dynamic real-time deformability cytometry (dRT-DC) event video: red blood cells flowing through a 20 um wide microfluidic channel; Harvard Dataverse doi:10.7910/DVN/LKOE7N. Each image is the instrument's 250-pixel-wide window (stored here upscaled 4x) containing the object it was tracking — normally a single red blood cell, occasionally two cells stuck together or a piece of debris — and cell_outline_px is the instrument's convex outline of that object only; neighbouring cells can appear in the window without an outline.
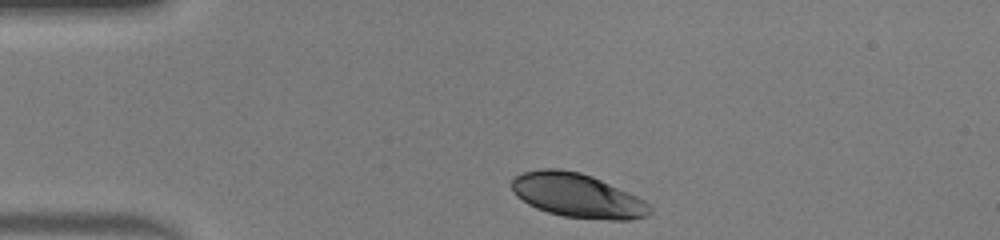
{"species": "human", "species_latin": "Homo sapiens", "temperature_condition": "warm", "stored_images_in_passage": 32, "camera_frame_rate_fps": 3000, "um_per_image_px": 0.085, "donor": {"sex": "male"}, "frame": {"image": 1, "passage_image": 1, "time_ms": 0.0, "image_size_px": [1000, 240], "cell_outline_px": [[652, 208], [644, 216], [632, 220], [612, 220], [564, 216], [548, 212], [536, 208], [528, 204], [516, 196], [512, 192], [512, 176], [524, 172], [540, 168], [560, 168], [580, 172], [592, 176], [636, 196], [644, 200]], "centroid_in_image_um": [49.02, 16.6], "position_along_channel_um": 36.0, "area_um2": 35.32}}
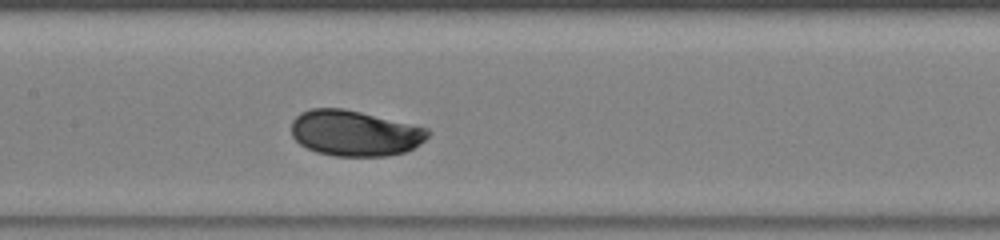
{"frame": {"image": 2, "passage_image": 14, "time_ms": 4.333, "image_size_px": [1000, 240], "cell_outline_px": [[428, 136], [424, 140], [412, 148], [404, 152], [388, 156], [332, 156], [316, 152], [300, 144], [292, 136], [292, 120], [300, 112], [312, 108], [344, 108], [428, 128]], "centroid_in_image_um": [30.12, 11.32], "position_along_channel_um": 177.3, "area_um2": 36.24}}
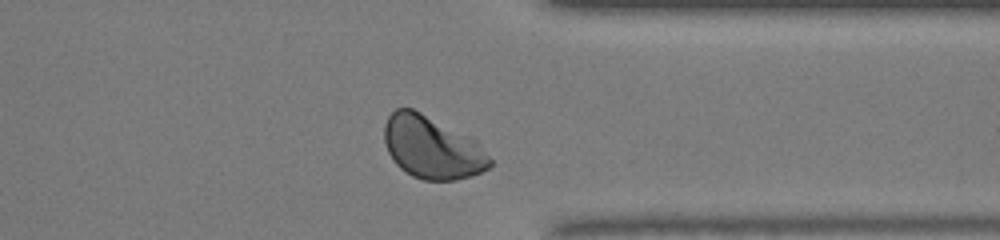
{"frame": {"image": 3, "passage_image": 28, "time_ms": 9.0, "image_size_px": [1000, 240], "cell_outline_px": [[492, 164], [488, 168], [472, 176], [456, 180], [424, 180], [412, 176], [400, 168], [392, 160], [388, 152], [384, 140], [384, 124], [388, 116], [396, 108], [412, 108], [476, 140], [492, 160]], "centroid_in_image_um": [36.7, 12.55], "position_along_channel_um": 374.7, "area_um2": 38.32}, "authors_computed_cell_mechanics": {"area_um2": 36.414, "velocity_mm_per_s": 4.3, "shape_relaxation_time_tau1_ms": 1.9522, "shape_relaxation_time_tau2_ms": null, "deformation_change_tau1": 0.1063, "deformation_change_tau2": null}}